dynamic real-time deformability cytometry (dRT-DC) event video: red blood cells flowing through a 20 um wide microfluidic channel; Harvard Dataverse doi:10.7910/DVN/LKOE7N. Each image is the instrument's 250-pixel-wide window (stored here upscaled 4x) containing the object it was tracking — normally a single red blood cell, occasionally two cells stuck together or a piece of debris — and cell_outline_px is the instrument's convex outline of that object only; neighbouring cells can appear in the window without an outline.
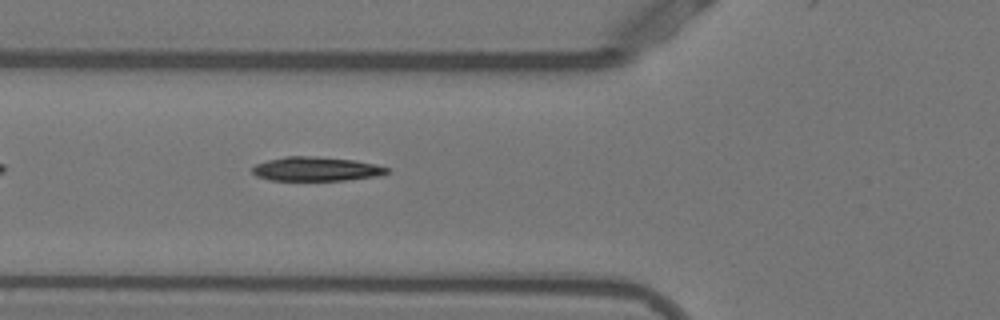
{"species": "Egyptian fruit bat (a non-hibernating species)", "species_latin": "Rousettus aegyptiacus", "temperature_condition": "warm", "stored_images_in_passage": 32, "camera_frame_rate_fps": 3000, "um_per_image_px": 0.085, "animal": {"sex": "female"}, "frame": {"image": 1, "passage_image": 3, "time_ms": 0.667, "image_size_px": [1000, 320], "cell_outline_px": [[392, 172], [380, 176], [344, 180], [268, 180], [256, 176], [252, 172], [252, 168], [256, 164], [268, 160], [288, 156], [316, 156], [356, 160], [376, 164], [388, 168]], "centroid_in_image_um": [26.92, 14.36], "position_along_channel_um": 98.9, "area_um2": 19.07}}
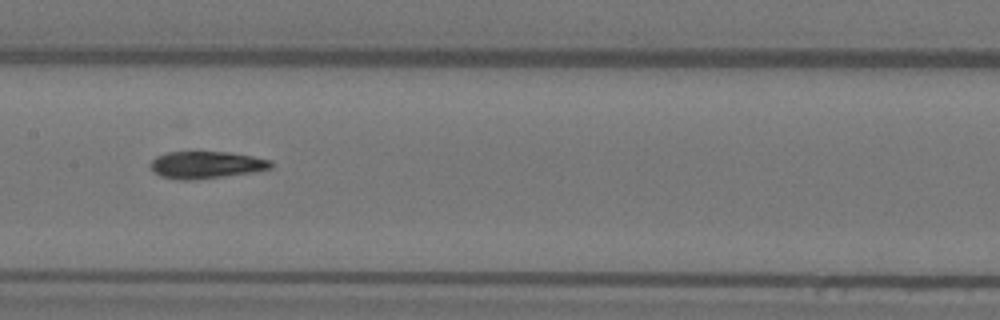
{"frame": {"image": 2, "passage_image": 10, "time_ms": 3.0, "image_size_px": [1000, 320], "cell_outline_px": [[272, 168], [252, 172], [224, 176], [192, 180], [180, 180], [160, 176], [152, 168], [152, 160], [156, 156], [168, 152], [228, 152], [252, 156], [272, 160]], "centroid_in_image_um": [17.55, 14.01], "position_along_channel_um": 189.9, "area_um2": 18.84}}
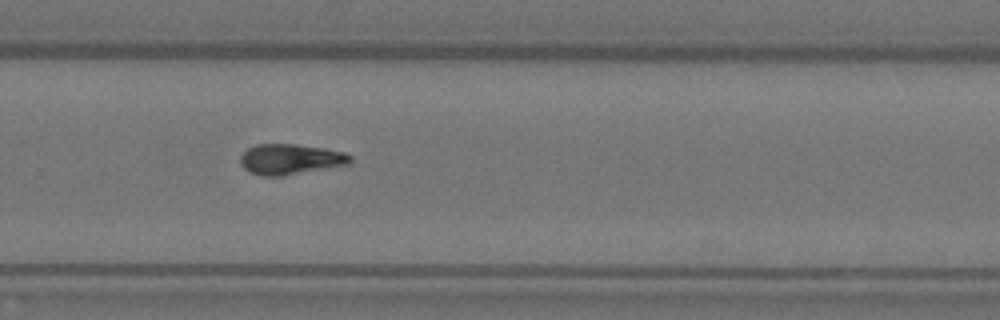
{"frame": {"image": 3, "passage_image": 19, "time_ms": 6.0, "image_size_px": [1000, 320], "cell_outline_px": [[352, 160], [348, 164], [280, 176], [260, 176], [248, 172], [240, 164], [240, 156], [248, 148], [256, 144], [296, 144], [324, 148], [344, 152], [352, 156]], "centroid_in_image_um": [24.64, 13.53], "position_along_channel_um": 305.2, "area_um2": 19.48}}